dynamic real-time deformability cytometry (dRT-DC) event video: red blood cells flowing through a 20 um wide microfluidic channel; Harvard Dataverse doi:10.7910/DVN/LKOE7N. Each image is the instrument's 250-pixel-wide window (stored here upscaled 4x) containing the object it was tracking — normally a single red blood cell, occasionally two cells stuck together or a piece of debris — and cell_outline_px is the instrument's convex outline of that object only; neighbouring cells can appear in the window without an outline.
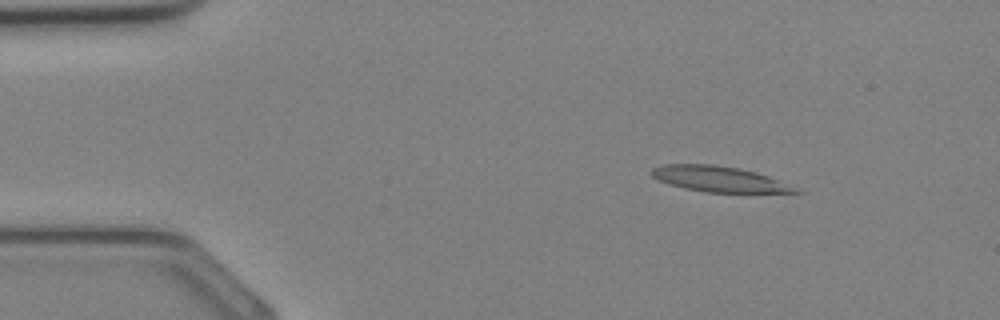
{"species": "Egyptian fruit bat (a non-hibernating species)", "species_latin": "Rousettus aegyptiacus", "temperature_condition": "cold", "stored_images_in_passage": 31, "camera_frame_rate_fps": 3000, "um_per_image_px": 0.085, "animal": {"sex": "female"}, "frame": {"image": 1, "passage_image": 2, "time_ms": 0.333, "image_size_px": [1000, 320], "cell_outline_px": [[804, 192], [704, 192], [684, 188], [668, 184], [656, 180], [648, 172], [652, 168], [660, 164], [716, 164], [740, 168], [756, 172], [768, 176]], "centroid_in_image_um": [60.98, 15.2], "position_along_channel_um": 24.0, "area_um2": 21.39}}
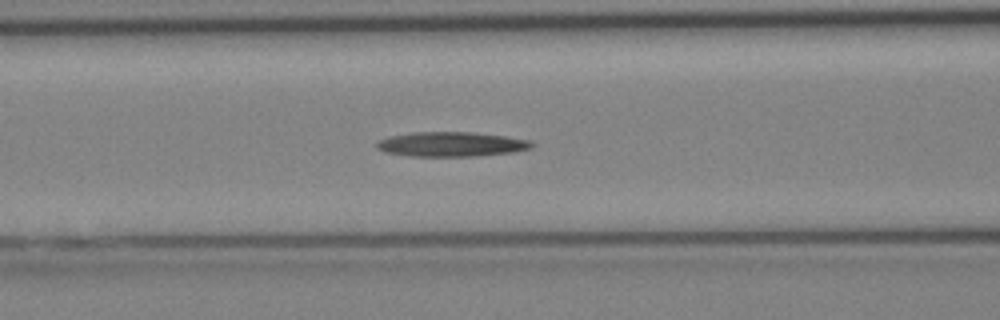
{"frame": {"image": 2, "passage_image": 11, "time_ms": 3.333, "image_size_px": [1000, 320], "cell_outline_px": [[536, 144], [532, 148], [512, 152], [476, 156], [408, 156], [384, 152], [376, 148], [376, 144], [380, 140], [388, 136], [412, 132], [472, 132], [504, 136], [532, 140]], "centroid_in_image_um": [38.37, 12.26], "position_along_channel_um": 128.2, "area_um2": 22.43}}
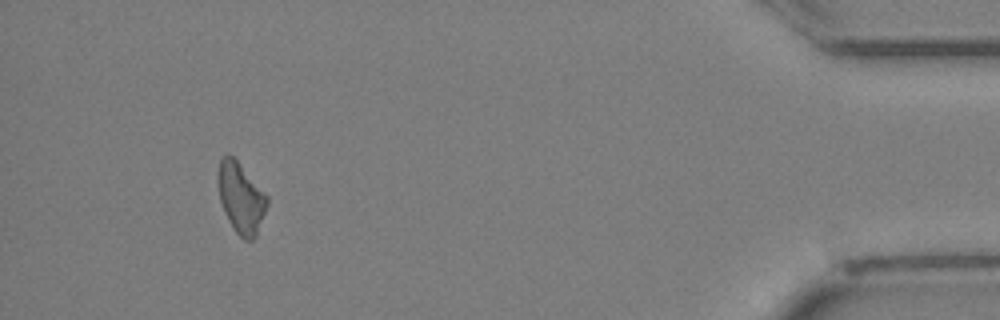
{"frame": {"image": 3, "passage_image": 29, "time_ms": 9.333, "image_size_px": [1000, 320], "cell_outline_px": [[268, 204], [256, 236], [252, 240], [244, 240], [236, 232], [228, 220], [224, 212], [220, 200], [220, 156], [228, 152], [240, 164], [268, 196]], "centroid_in_image_um": [20.51, 16.84], "position_along_channel_um": 414.7, "area_um2": 19.71}}